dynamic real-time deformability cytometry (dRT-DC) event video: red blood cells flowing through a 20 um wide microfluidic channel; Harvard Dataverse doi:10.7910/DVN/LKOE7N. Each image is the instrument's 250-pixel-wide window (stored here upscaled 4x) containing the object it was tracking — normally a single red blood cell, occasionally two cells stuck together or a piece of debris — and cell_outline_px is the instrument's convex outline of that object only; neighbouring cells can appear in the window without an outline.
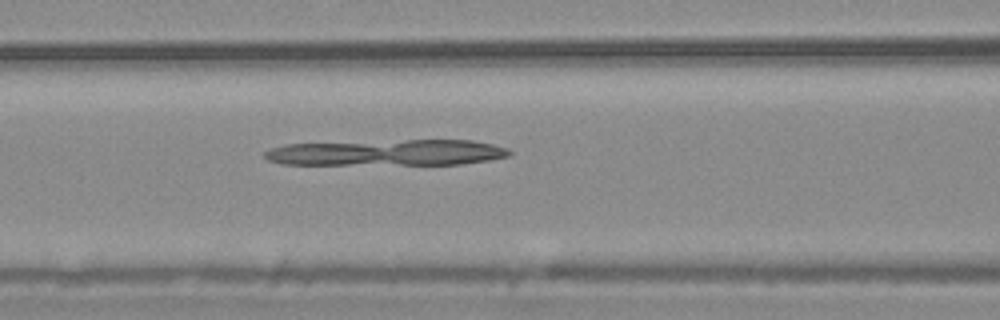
{"species": "common noctule bat (a hibernating species)", "species_latin": "Nyctalus noctula", "temperature_condition": "warm", "stored_images_in_passage": 49, "camera_frame_rate_fps": 3000, "um_per_image_px": 0.085, "animal": {"sex": "male", "body_mass_g": 20.4}, "frame": {"image": 1, "passage_image": 17, "time_ms": 5.333, "image_size_px": [1000, 320], "cell_outline_px": [[512, 152], [508, 156], [488, 160], [460, 164], [280, 164], [268, 160], [264, 156], [264, 152], [272, 148], [288, 144], [404, 140], [472, 140], [492, 144], [508, 148]], "centroid_in_image_um": [32.93, 12.97], "position_along_channel_um": 133.7, "area_um2": 36.88}}